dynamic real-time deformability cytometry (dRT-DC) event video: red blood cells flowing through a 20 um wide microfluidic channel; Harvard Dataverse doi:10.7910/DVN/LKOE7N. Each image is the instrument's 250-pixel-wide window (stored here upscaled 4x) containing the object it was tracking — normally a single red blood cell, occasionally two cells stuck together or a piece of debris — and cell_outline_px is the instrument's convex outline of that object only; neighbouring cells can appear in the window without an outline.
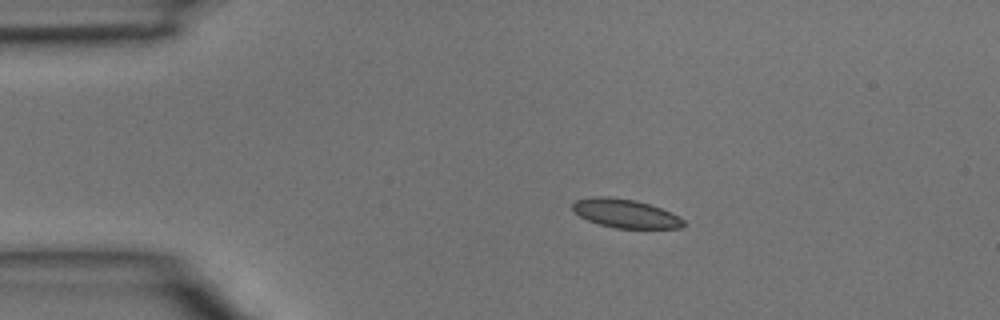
{"species": "common noctule bat (a hibernating species)", "species_latin": "Nyctalus noctula", "temperature_condition": "room temperature", "stored_images_in_passage": 2, "camera_frame_rate_fps": 3000, "um_per_image_px": 0.085, "animal": {"sex": "male", "body_mass_g": 15.6}, "frame": {"image": 1, "passage_image": 1, "time_ms": 0.0, "image_size_px": [1000, 320], "cell_outline_px": [[684, 224], [680, 228], [616, 228], [600, 224], [588, 220], [580, 216], [572, 208], [572, 204], [576, 200], [596, 196], [608, 196], [636, 200], [660, 208], [684, 220]], "centroid_in_image_um": [53.12, 18.14], "position_along_channel_um": 31.9, "area_um2": 18.21}}